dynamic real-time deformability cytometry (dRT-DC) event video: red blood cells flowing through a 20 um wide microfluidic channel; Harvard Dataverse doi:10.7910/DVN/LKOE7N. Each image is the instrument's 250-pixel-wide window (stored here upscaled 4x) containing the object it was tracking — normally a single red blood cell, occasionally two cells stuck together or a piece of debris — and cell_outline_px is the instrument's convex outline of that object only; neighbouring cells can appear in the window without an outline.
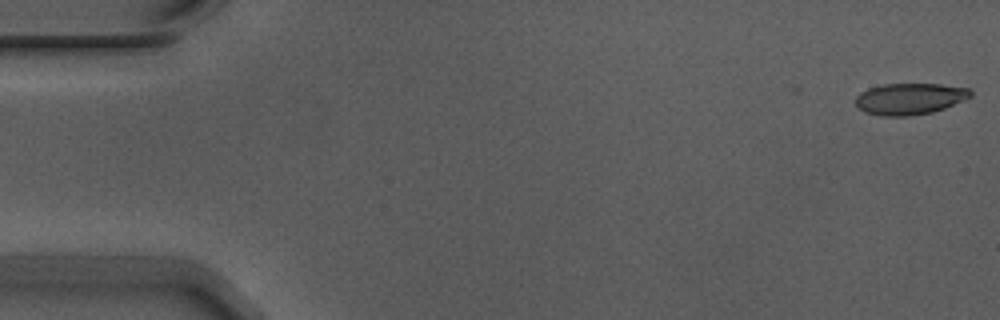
{"species": "Egyptian fruit bat (a non-hibernating species)", "species_latin": "Rousettus aegyptiacus", "temperature_condition": "warm", "stored_images_in_passage": 5, "camera_frame_rate_fps": 3000, "um_per_image_px": 0.085, "animal": {"sex": "male"}, "frame": {"image": 1, "passage_image": 1, "time_ms": 0.0, "image_size_px": [1000, 320], "cell_outline_px": [[972, 96], [944, 108], [932, 112], [908, 116], [880, 116], [864, 112], [856, 104], [856, 96], [860, 92], [868, 88], [884, 84], [940, 84], [968, 88], [972, 92]], "centroid_in_image_um": [77.3, 8.4], "position_along_channel_um": 7.7, "area_um2": 20.98}}